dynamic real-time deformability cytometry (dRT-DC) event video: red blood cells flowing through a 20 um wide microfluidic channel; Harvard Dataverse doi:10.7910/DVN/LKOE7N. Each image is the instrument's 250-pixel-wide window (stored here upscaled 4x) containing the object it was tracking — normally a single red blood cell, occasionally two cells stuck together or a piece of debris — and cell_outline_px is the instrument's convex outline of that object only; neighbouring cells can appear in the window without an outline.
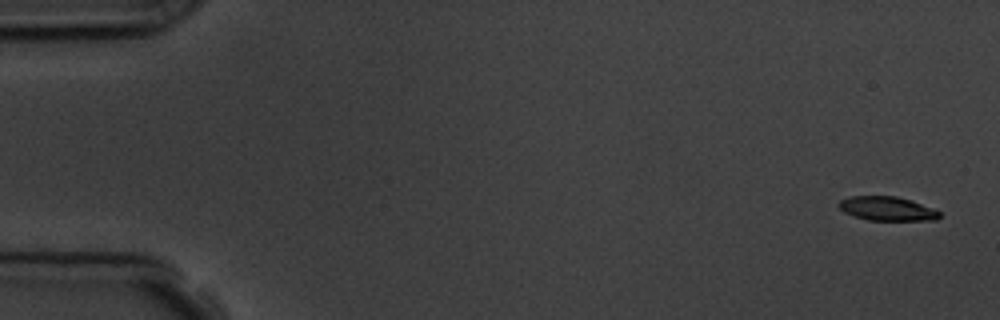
{"species": "common noctule bat (a hibernating species)", "species_latin": "Nyctalus noctula", "temperature_condition": "room temperature", "stored_images_in_passage": 11, "camera_frame_rate_fps": 3000, "um_per_image_px": 0.085, "animal": {"sex": "male", "body_mass_g": 19.5, "forearm_length_mm": 54.6}, "frame": {"image": 1, "passage_image": 1, "time_ms": 0.0, "image_size_px": [1000, 320], "cell_outline_px": [[940, 216], [936, 220], [868, 220], [844, 212], [836, 204], [840, 200], [848, 196], [896, 196], [932, 208], [940, 212]], "centroid_in_image_um": [75.36, 17.73], "position_along_channel_um": 9.6, "area_um2": 13.93}}
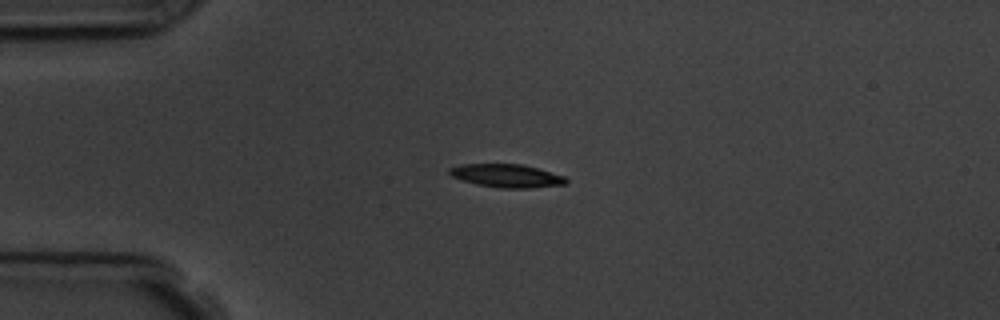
{"frame": {"image": 2, "passage_image": 4, "time_ms": 4.0, "image_size_px": [1000, 320], "cell_outline_px": [[568, 180], [564, 184], [528, 188], [500, 188], [476, 184], [452, 176], [448, 172], [448, 168], [460, 164], [524, 164], [564, 176]], "centroid_in_image_um": [43.04, 14.93], "position_along_channel_um": 42.0, "area_um2": 15.66}}
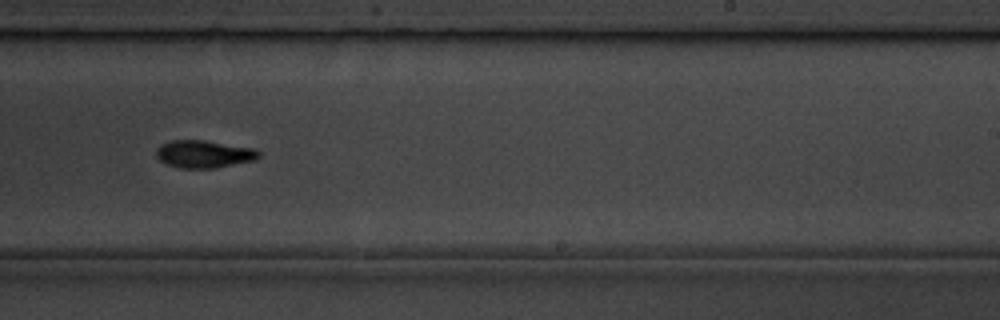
{"frame": {"image": 3, "passage_image": 10, "time_ms": 11.0, "image_size_px": [1000, 320], "cell_outline_px": [[260, 156], [256, 160], [216, 168], [180, 168], [168, 164], [160, 160], [156, 156], [156, 148], [160, 144], [172, 140], [204, 140], [256, 148], [260, 152]], "centroid_in_image_um": [17.36, 13.09], "position_along_channel_um": 271.6, "area_um2": 16.65}}